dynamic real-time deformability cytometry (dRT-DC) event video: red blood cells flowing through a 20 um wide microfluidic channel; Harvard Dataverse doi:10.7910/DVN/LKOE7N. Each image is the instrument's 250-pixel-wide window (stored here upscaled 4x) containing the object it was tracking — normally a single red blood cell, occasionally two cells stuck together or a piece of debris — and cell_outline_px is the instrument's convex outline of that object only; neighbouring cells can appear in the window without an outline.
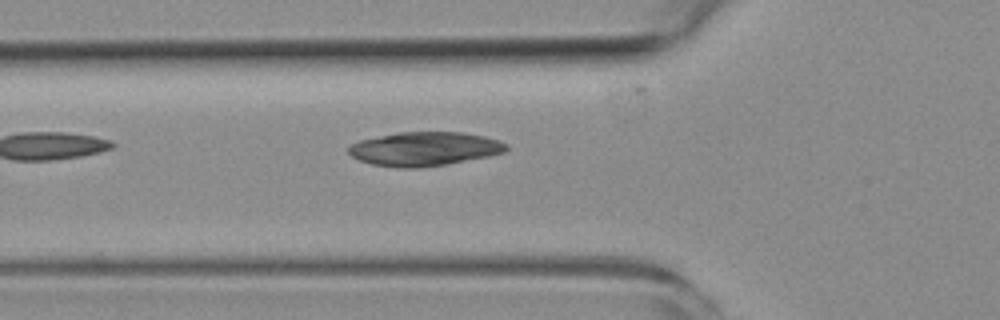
{"species": "common noctule bat (a hibernating species)", "species_latin": "Nyctalus noctula", "temperature_condition": "room temperature", "stored_images_in_passage": 2, "camera_frame_rate_fps": 3000, "um_per_image_px": 0.085, "animal": {"sex": "female", "body_mass_g": 19.3, "forearm_length_mm": 54.1}, "frame": {"image": 1, "passage_image": 2, "time_ms": 1.333, "image_size_px": [1000, 320], "cell_outline_px": [[508, 148], [504, 152], [488, 156], [448, 164], [416, 168], [400, 168], [372, 164], [360, 160], [352, 156], [348, 152], [348, 148], [352, 144], [360, 140], [400, 132], [464, 132], [484, 136], [500, 140], [508, 144]], "centroid_in_image_um": [36.11, 12.65], "position_along_channel_um": 89.7, "area_um2": 31.1}}